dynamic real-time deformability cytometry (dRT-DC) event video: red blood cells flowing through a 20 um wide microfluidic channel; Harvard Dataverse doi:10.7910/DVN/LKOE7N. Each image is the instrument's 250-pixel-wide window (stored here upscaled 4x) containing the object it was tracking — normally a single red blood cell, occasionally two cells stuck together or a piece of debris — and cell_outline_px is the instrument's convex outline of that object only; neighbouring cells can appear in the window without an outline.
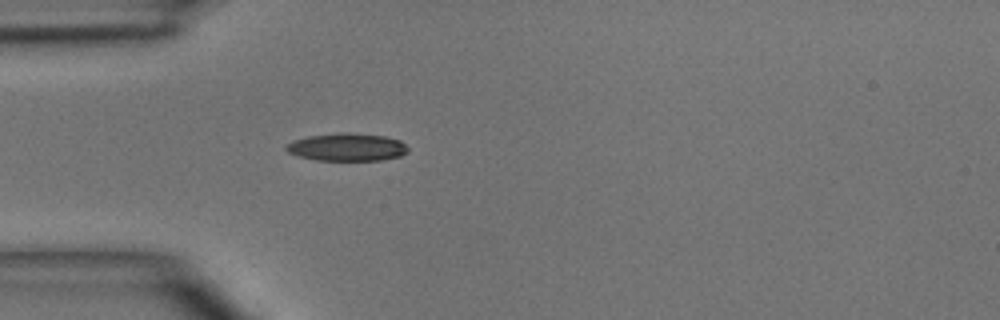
{"species": "common noctule bat (a hibernating species)", "species_latin": "Nyctalus noctula", "temperature_condition": "room temperature", "stored_images_in_passage": 3, "camera_frame_rate_fps": 3000, "um_per_image_px": 0.085, "animal": {"sex": "male", "body_mass_g": 15.6}, "frame": {"image": 1, "passage_image": 3, "time_ms": 2.333, "image_size_px": [1000, 320], "cell_outline_px": [[408, 152], [400, 156], [380, 160], [316, 160], [300, 156], [288, 152], [284, 148], [292, 140], [308, 136], [340, 132], [348, 132], [384, 136], [400, 140], [408, 148]], "centroid_in_image_um": [29.49, 12.5], "position_along_channel_um": 55.5, "area_um2": 19.65}}